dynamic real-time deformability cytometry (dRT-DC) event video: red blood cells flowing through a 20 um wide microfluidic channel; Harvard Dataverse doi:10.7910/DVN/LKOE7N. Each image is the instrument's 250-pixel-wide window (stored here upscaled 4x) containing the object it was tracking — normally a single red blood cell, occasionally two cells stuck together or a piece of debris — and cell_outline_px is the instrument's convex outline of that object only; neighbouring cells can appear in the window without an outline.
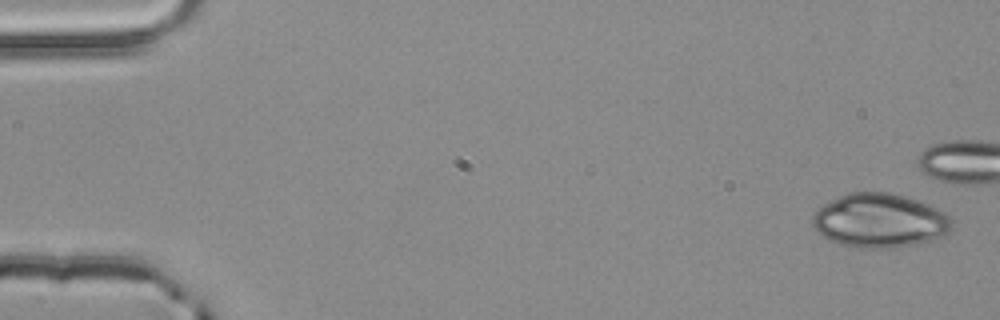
{"species": "common noctule bat (a hibernating species)", "species_latin": "Nyctalus noctula", "temperature_condition": "room temperature", "stored_images_in_passage": 5, "camera_frame_rate_fps": 3000, "um_per_image_px": 0.085, "animal": {"sex": "male", "body_mass_g": 20.4}, "frame": {"image": 1, "passage_image": 1, "time_ms": 0.0, "image_size_px": [1000, 320], "cell_outline_px": [[952, 228], [948, 232], [932, 240], [916, 244], [892, 248], [860, 248], [840, 244], [828, 240], [812, 228], [812, 216], [824, 204], [848, 192], [892, 192], [908, 196], [920, 200], [940, 208], [952, 220]], "centroid_in_image_um": [74.79, 18.74], "position_along_channel_um": 10.2, "area_um2": 44.27}}